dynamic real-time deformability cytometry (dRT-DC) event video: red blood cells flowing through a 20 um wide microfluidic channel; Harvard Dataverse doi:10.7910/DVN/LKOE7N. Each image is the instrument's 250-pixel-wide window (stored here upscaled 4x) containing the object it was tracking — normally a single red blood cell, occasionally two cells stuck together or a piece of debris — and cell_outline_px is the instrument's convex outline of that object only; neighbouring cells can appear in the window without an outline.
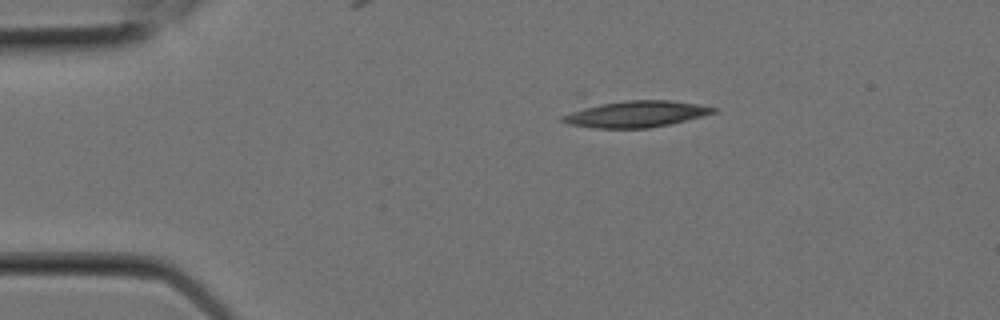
{"species": "Egyptian fruit bat (a non-hibernating species)", "species_latin": "Rousettus aegyptiacus", "temperature_condition": "room temperature", "stored_images_in_passage": 4, "camera_frame_rate_fps": 3000, "um_per_image_px": 0.085, "animal": {"sex": "female"}, "frame": {"image": 1, "passage_image": 1, "time_ms": 0.0, "image_size_px": [1000, 320], "cell_outline_px": [[716, 112], [704, 116], [668, 124], [648, 128], [592, 128], [568, 124], [560, 120], [560, 116], [584, 104], [628, 100], [668, 100], [696, 104], [716, 108]], "centroid_in_image_um": [53.91, 9.68], "position_along_channel_um": 31.1, "area_um2": 23.64}}
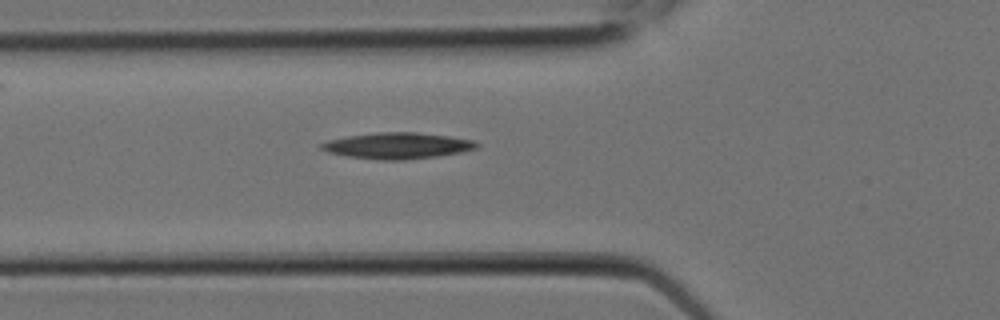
{"frame": {"image": 2, "passage_image": 4, "time_ms": 1.0, "image_size_px": [1000, 320], "cell_outline_px": [[480, 144], [476, 148], [460, 152], [436, 156], [404, 160], [380, 160], [348, 156], [328, 152], [320, 148], [320, 144], [328, 140], [348, 136], [376, 132], [416, 132], [448, 136], [472, 140]], "centroid_in_image_um": [33.76, 12.38], "position_along_channel_um": 92.0, "area_um2": 23.47}}